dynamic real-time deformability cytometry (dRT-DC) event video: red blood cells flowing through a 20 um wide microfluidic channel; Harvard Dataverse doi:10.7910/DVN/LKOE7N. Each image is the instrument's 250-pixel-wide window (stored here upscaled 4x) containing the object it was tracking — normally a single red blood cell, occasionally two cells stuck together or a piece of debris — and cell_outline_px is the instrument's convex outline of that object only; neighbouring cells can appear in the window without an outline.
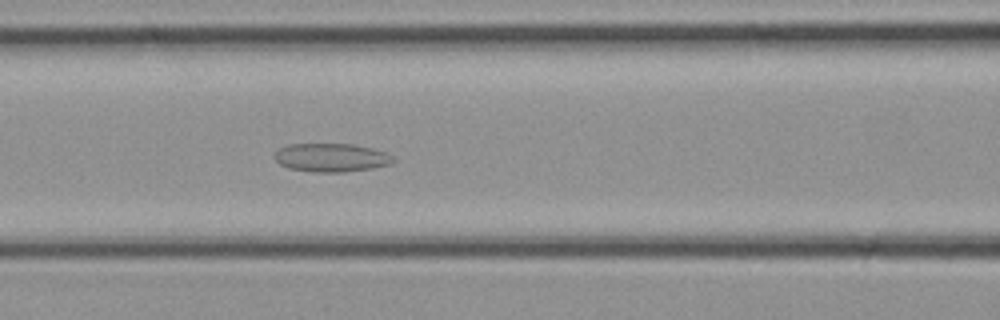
{"species": "common noctule bat (a hibernating species)", "species_latin": "Nyctalus noctula", "temperature_condition": "cold", "stored_images_in_passage": 19, "camera_frame_rate_fps": 3000, "um_per_image_px": 0.085, "animal": {"sex": "female", "body_mass_g": 21.9}, "frame": {"image": 1, "passage_image": 9, "time_ms": 2.667, "image_size_px": [1000, 320], "cell_outline_px": [[396, 160], [392, 164], [372, 168], [344, 172], [312, 172], [288, 168], [280, 164], [272, 156], [276, 148], [288, 144], [352, 144], [372, 148], [388, 152], [396, 156]], "centroid_in_image_um": [28.17, 13.39], "position_along_channel_um": 138.4, "area_um2": 20.17}}
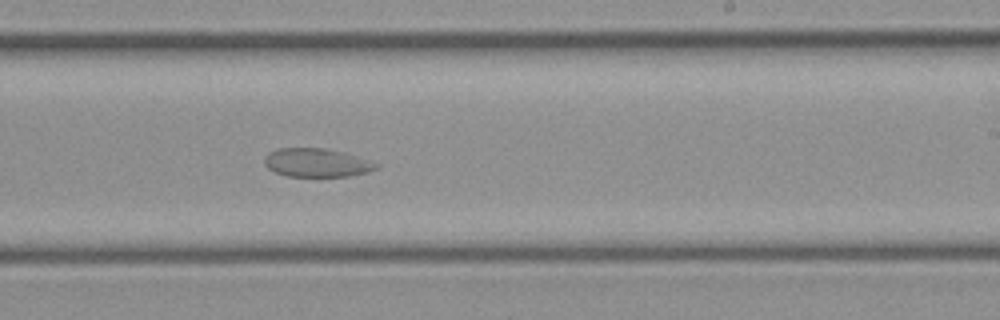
{"frame": {"image": 2, "passage_image": 15, "time_ms": 4.667, "image_size_px": [1000, 320], "cell_outline_px": [[380, 168], [368, 172], [348, 176], [288, 176], [276, 172], [268, 168], [264, 164], [264, 156], [268, 152], [276, 148], [328, 148], [344, 152], [380, 164]], "centroid_in_image_um": [26.92, 13.82], "position_along_channel_um": 262.1, "area_um2": 18.73}}
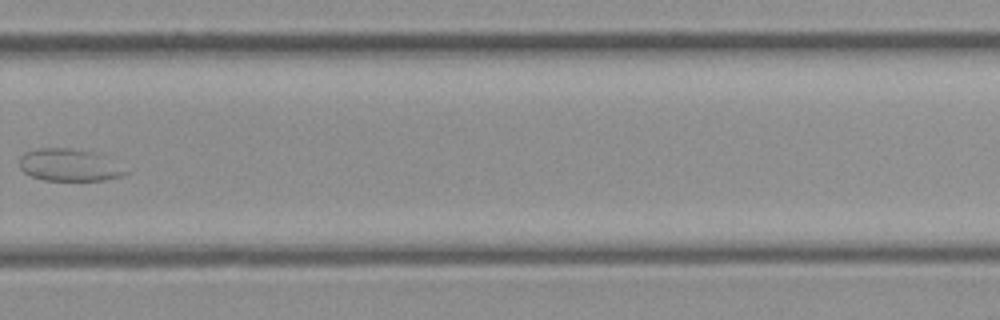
{"frame": {"image": 3, "passage_image": 18, "time_ms": 5.667, "image_size_px": [1000, 320], "cell_outline_px": [[132, 172], [120, 176], [104, 180], [44, 180], [28, 176], [20, 168], [20, 156], [24, 152], [36, 148], [72, 148], [96, 152], [104, 156]], "centroid_in_image_um": [5.87, 14.02], "position_along_channel_um": 323.9, "area_um2": 20.17}}